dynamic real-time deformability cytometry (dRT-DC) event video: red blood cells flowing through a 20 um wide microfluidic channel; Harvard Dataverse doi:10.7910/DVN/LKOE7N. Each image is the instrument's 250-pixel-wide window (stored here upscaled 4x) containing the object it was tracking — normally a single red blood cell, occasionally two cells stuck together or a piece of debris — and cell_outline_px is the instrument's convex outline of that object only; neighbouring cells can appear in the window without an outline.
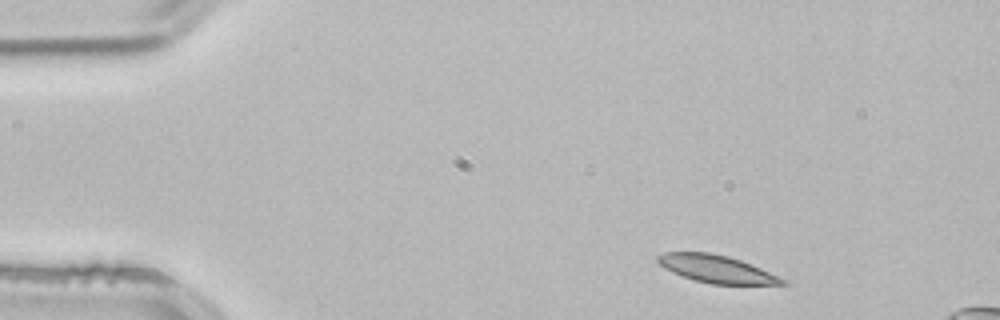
{"species": "common noctule bat (a hibernating species)", "species_latin": "Nyctalus noctula", "temperature_condition": "room temperature", "stored_images_in_passage": 3, "camera_frame_rate_fps": 3000, "um_per_image_px": 0.085, "animal": {"sex": "male", "body_mass_g": 21.5, "forearm_length_mm": 52.0}, "frame": {"image": 1, "passage_image": 1, "time_ms": 0.0, "image_size_px": [1000, 320], "cell_outline_px": [[792, 284], [712, 284], [692, 280], [672, 272], [664, 268], [656, 260], [656, 256], [664, 252], [708, 252], [728, 256], [752, 264], [788, 280]], "centroid_in_image_um": [60.92, 22.86], "position_along_channel_um": 24.1, "area_um2": 20.17}}